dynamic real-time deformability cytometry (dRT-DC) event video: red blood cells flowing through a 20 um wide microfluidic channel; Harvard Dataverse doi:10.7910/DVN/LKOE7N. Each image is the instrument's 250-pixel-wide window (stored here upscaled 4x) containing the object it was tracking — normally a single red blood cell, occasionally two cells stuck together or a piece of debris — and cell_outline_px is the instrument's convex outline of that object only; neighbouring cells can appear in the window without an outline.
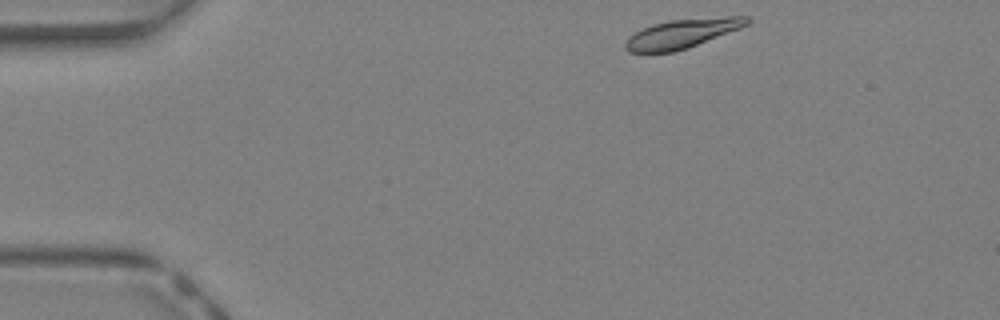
{"species": "Egyptian fruit bat (a non-hibernating species)", "species_latin": "Rousettus aegyptiacus", "temperature_condition": "warm", "stored_images_in_passage": 35, "camera_frame_rate_fps": 3000, "um_per_image_px": 0.085, "animal": {"sex": "female"}, "frame": {"image": 1, "passage_image": 1, "time_ms": 0.0, "image_size_px": [1000, 320], "cell_outline_px": [[752, 20], [748, 24], [740, 28], [688, 48], [672, 52], [628, 52], [624, 48], [624, 44], [628, 36], [640, 28], [652, 24], [668, 20], [728, 16], [748, 16]], "centroid_in_image_um": [57.95, 2.84], "position_along_channel_um": 27.1, "area_um2": 20.81}}
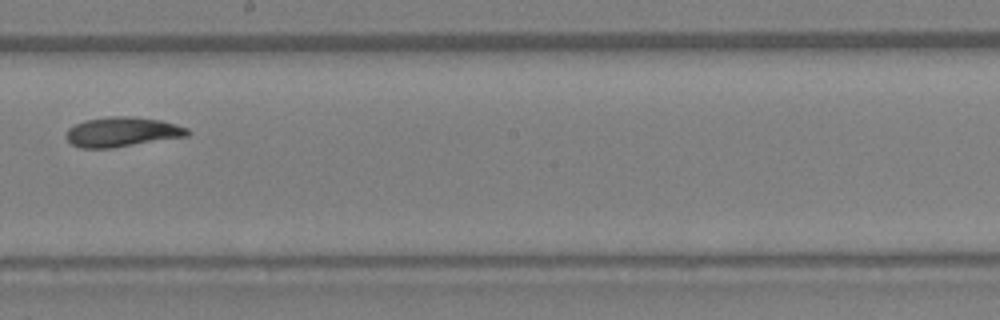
{"frame": {"image": 2, "passage_image": 19, "time_ms": 6.0, "image_size_px": [1000, 320], "cell_outline_px": [[192, 132], [188, 136], [108, 148], [80, 148], [72, 144], [68, 140], [68, 128], [84, 120], [108, 116], [132, 116], [160, 120], [176, 124], [188, 128]], "centroid_in_image_um": [10.41, 11.2], "position_along_channel_um": 237.8, "area_um2": 20.87}}
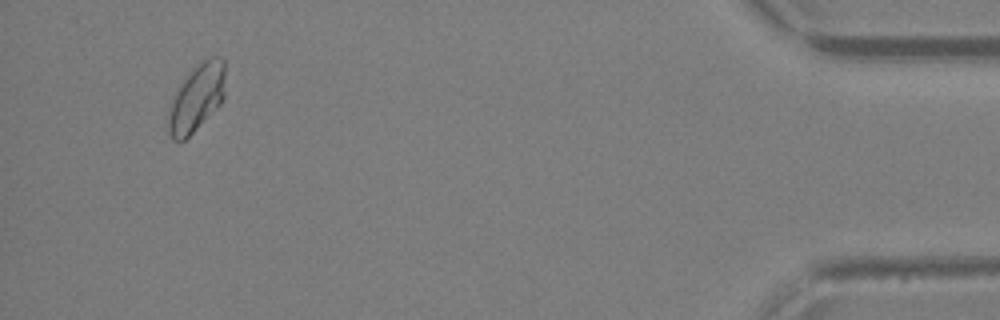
{"frame": {"image": 3, "passage_image": 35, "time_ms": 11.333, "image_size_px": [1000, 320], "cell_outline_px": [[224, 100], [184, 140], [172, 140], [168, 132], [168, 108], [176, 92], [192, 68], [208, 56], [220, 56], [224, 60]], "centroid_in_image_um": [16.72, 8.29], "position_along_channel_um": 418.5, "area_um2": 22.02}, "authors_computed_cell_mechanics": {"area_um2": 20.8658, "velocity_mm_per_s": 4.7392, "shape_relaxation_time_tau1_ms": 3.6204, "shape_relaxation_time_tau2_ms": 0.8983, "deformation_change_tau1": 0.1379, "deformation_change_tau2": 0.0554}}